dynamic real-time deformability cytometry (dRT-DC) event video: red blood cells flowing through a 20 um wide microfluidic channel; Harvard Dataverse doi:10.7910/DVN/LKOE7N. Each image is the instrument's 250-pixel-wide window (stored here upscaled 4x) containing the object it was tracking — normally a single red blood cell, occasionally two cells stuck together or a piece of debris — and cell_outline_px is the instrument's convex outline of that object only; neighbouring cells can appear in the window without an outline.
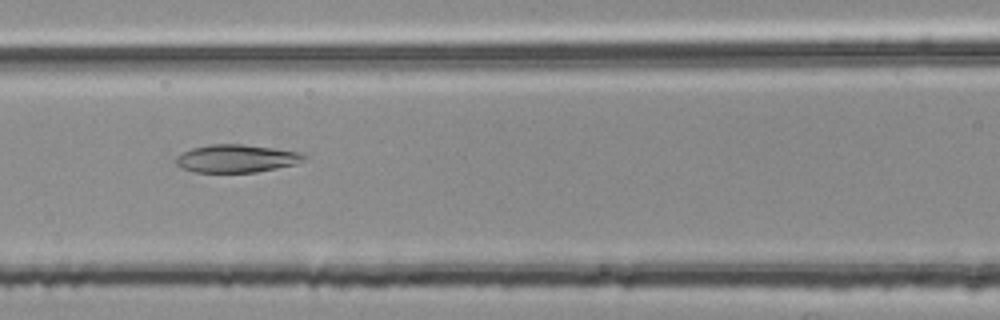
{"species": "common noctule bat (a hibernating species)", "species_latin": "Nyctalus noctula", "temperature_condition": "room temperature", "stored_images_in_passage": 46, "camera_frame_rate_fps": 3000, "um_per_image_px": 0.085, "animal": {"sex": "female", "body_mass_g": 25.1}, "frame": {"image": 1, "passage_image": 16, "time_ms": 5.0, "image_size_px": [1000, 320], "cell_outline_px": [[308, 156], [304, 160], [296, 164], [256, 172], [196, 172], [180, 168], [176, 164], [176, 156], [192, 148], [208, 144], [244, 144], [272, 148], [296, 152]], "centroid_in_image_um": [20.06, 13.47], "position_along_channel_um": 146.5, "area_um2": 20.69}}
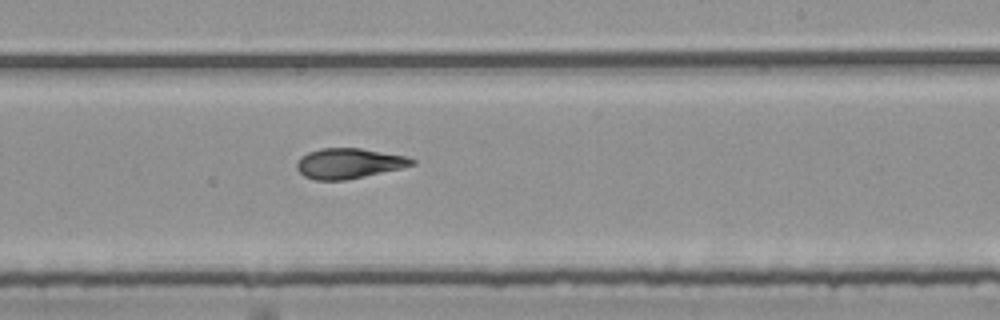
{"frame": {"image": 2, "passage_image": 25, "time_ms": 8.0, "image_size_px": [1000, 320], "cell_outline_px": [[416, 164], [400, 168], [364, 176], [344, 180], [316, 180], [304, 176], [296, 168], [296, 164], [300, 156], [308, 152], [320, 148], [360, 148], [408, 156], [416, 160]], "centroid_in_image_um": [29.64, 13.87], "position_along_channel_um": 259.4, "area_um2": 20.29}}
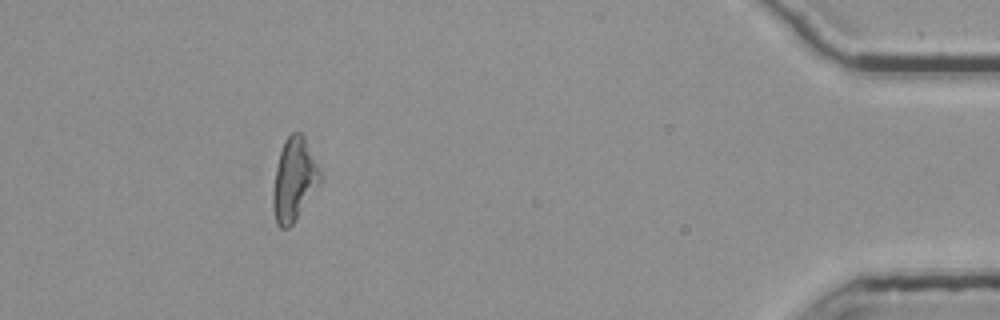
{"frame": {"image": 3, "passage_image": 42, "time_ms": 13.667, "image_size_px": [1000, 320], "cell_outline_px": [[320, 180], [296, 220], [288, 228], [280, 228], [276, 224], [272, 208], [272, 196], [276, 168], [280, 152], [284, 140], [292, 132], [300, 132], [304, 136], [320, 168]], "centroid_in_image_um": [24.97, 15.27], "position_along_channel_um": 410.2, "area_um2": 22.54}, "authors_computed_cell_mechanics": {"area_um2": 21.3282, "velocity_mm_per_s": 3.7729, "shape_relaxation_time_tau1_ms": null, "shape_relaxation_time_tau2_ms": 6.8035, "deformation_change_tau1": null, "deformation_change_tau2": 0.1334}}